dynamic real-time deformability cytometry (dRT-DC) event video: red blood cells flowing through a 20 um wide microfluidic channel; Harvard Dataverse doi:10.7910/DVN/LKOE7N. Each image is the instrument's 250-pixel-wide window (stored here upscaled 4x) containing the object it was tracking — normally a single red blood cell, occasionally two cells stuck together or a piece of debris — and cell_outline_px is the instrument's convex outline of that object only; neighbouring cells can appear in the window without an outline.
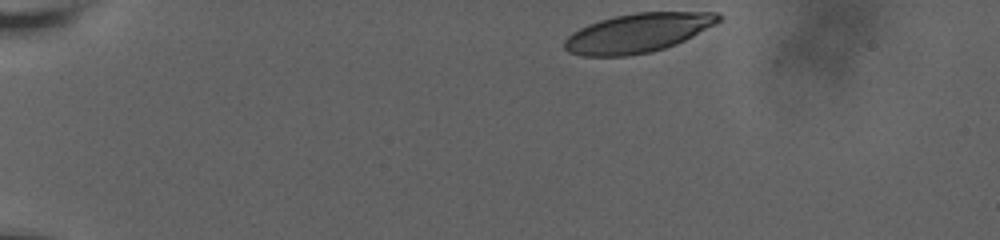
{"species": "human", "species_latin": "Homo sapiens", "temperature_condition": "room temperature", "stored_images_in_passage": 16, "camera_frame_rate_fps": 3000, "um_per_image_px": 0.085, "donor": {"sex": "male"}, "frame": {"image": 1, "passage_image": 1, "time_ms": 0.0, "image_size_px": [1000, 240], "cell_outline_px": [[720, 20], [716, 24], [676, 44], [652, 52], [624, 56], [580, 56], [568, 52], [564, 48], [564, 40], [572, 32], [588, 24], [600, 20], [616, 16], [636, 12], [720, 12]], "centroid_in_image_um": [54.19, 2.8], "position_along_channel_um": 30.8, "area_um2": 35.03}}
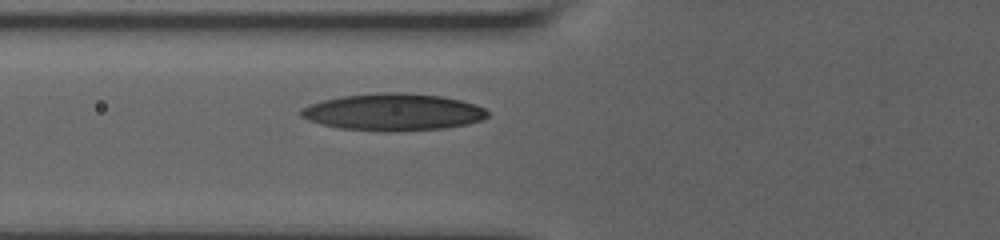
{"frame": {"image": 2, "passage_image": 10, "time_ms": 4.333, "image_size_px": [1000, 240], "cell_outline_px": [[488, 116], [480, 120], [468, 124], [444, 128], [340, 128], [308, 120], [300, 116], [300, 108], [324, 100], [340, 96], [376, 92], [404, 92], [440, 96], [460, 100], [476, 104], [484, 108], [488, 112]], "centroid_in_image_um": [33.43, 9.46], "position_along_channel_um": 92.4, "area_um2": 38.78}}
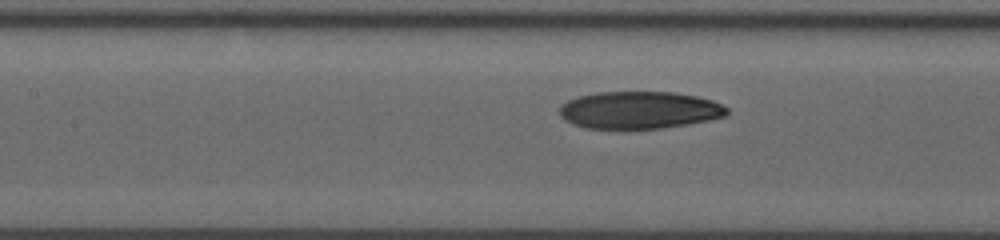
{"frame": {"image": 3, "passage_image": 14, "time_ms": 6.0, "image_size_px": [1000, 240], "cell_outline_px": [[728, 112], [724, 116], [708, 120], [688, 124], [660, 128], [584, 128], [572, 124], [564, 120], [560, 116], [560, 104], [568, 100], [580, 96], [596, 92], [676, 92], [696, 96], [712, 100], [728, 108]], "centroid_in_image_um": [54.31, 9.35], "position_along_channel_um": 153.1, "area_um2": 36.36}}